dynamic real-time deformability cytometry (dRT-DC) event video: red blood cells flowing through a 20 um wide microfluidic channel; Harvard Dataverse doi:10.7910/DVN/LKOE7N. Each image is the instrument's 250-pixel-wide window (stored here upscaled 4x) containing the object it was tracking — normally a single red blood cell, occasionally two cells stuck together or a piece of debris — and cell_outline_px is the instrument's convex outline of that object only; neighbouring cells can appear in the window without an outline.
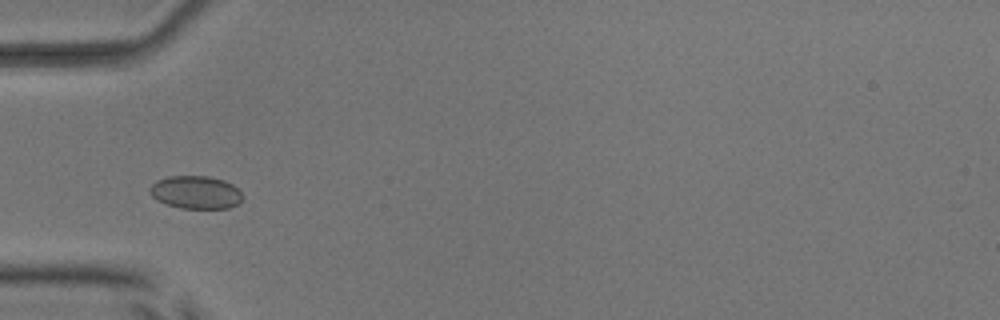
{"species": "common noctule bat (a hibernating species)", "species_latin": "Nyctalus noctula", "temperature_condition": "room temperature", "stored_images_in_passage": 4, "camera_frame_rate_fps": 3000, "um_per_image_px": 0.085, "animal": {"sex": "male", "body_mass_g": 17.9, "forearm_length_mm": 54.2}, "frame": {"image": 1, "passage_image": 4, "time_ms": 3.667, "image_size_px": [1000, 320], "cell_outline_px": [[244, 196], [236, 204], [228, 208], [180, 208], [168, 204], [152, 196], [148, 192], [148, 188], [156, 180], [168, 176], [208, 176], [224, 180], [232, 184]], "centroid_in_image_um": [16.62, 16.33], "position_along_channel_um": 68.4, "area_um2": 17.69}}